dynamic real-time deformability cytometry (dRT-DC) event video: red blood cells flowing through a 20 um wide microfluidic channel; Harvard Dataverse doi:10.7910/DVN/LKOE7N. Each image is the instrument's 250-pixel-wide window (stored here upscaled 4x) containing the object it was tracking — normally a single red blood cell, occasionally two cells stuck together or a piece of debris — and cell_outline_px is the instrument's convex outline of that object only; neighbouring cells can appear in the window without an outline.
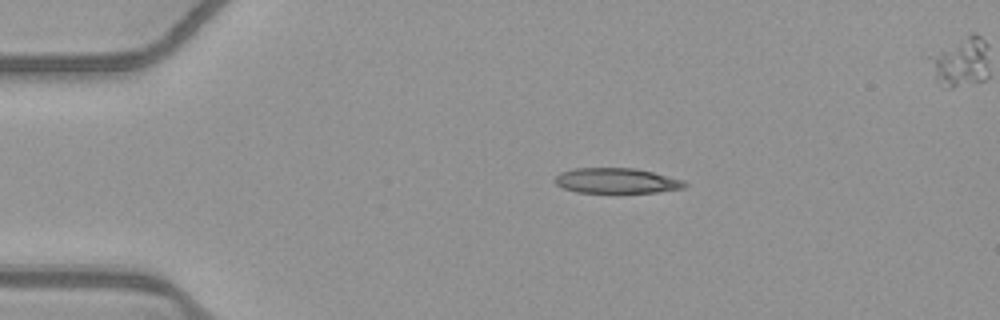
{"species": "common noctule bat (a hibernating species)", "species_latin": "Nyctalus noctula", "temperature_condition": "warm", "stored_images_in_passage": 44, "segment_of_instrument_passage": [1, 2], "camera_frame_rate_fps": 3000, "um_per_image_px": 0.085, "animal": {"sex": "female", "body_mass_g": 21.9}, "frame": {"image": 1, "passage_image": 1, "time_ms": 0.0, "image_size_px": [1000, 320], "cell_outline_px": [[688, 184], [684, 188], [656, 192], [620, 196], [576, 192], [564, 188], [556, 184], [556, 176], [560, 172], [576, 168], [636, 168], [684, 180]], "centroid_in_image_um": [52.43, 15.42], "position_along_channel_um": 32.6, "area_um2": 20.06}}
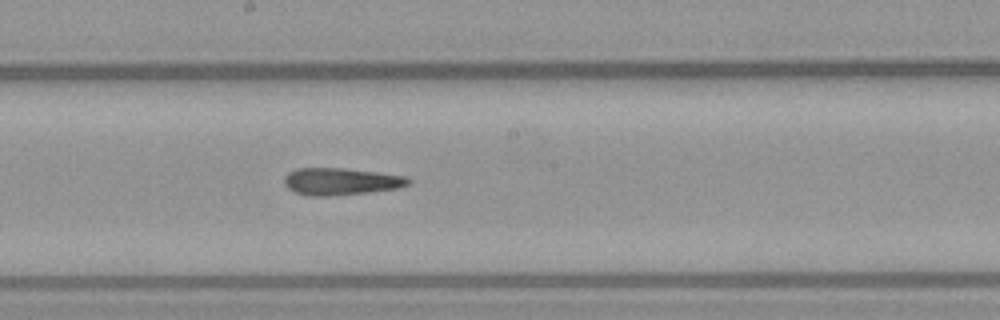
{"frame": {"image": 2, "passage_image": 19, "time_ms": 6.0, "image_size_px": [1000, 320], "cell_outline_px": [[412, 180], [408, 184], [400, 188], [368, 192], [332, 196], [308, 196], [296, 192], [288, 188], [284, 184], [284, 176], [288, 172], [296, 168], [340, 168], [376, 172], [408, 176]], "centroid_in_image_um": [28.97, 15.42], "position_along_channel_um": 219.2, "area_um2": 19.71}}
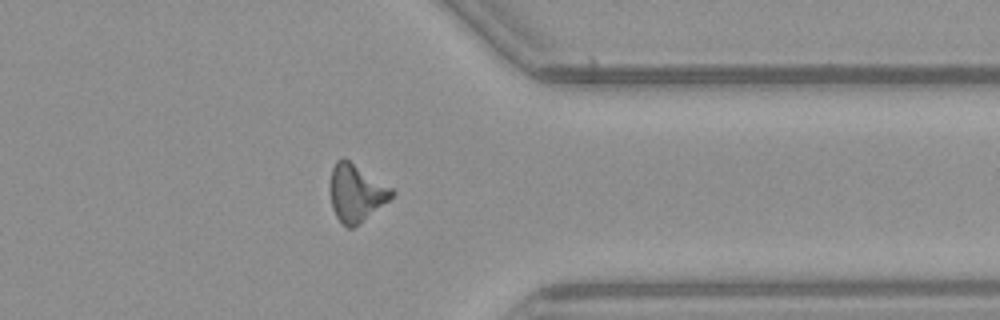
{"frame": {"image": 3, "passage_image": 32, "time_ms": 10.333, "image_size_px": [1000, 320], "cell_outline_px": [[396, 192], [388, 200], [360, 224], [352, 228], [348, 228], [336, 216], [332, 208], [332, 168], [336, 160], [344, 156], [392, 188]], "centroid_in_image_um": [30.29, 16.38], "position_along_channel_um": 381.1, "area_um2": 20.23}}